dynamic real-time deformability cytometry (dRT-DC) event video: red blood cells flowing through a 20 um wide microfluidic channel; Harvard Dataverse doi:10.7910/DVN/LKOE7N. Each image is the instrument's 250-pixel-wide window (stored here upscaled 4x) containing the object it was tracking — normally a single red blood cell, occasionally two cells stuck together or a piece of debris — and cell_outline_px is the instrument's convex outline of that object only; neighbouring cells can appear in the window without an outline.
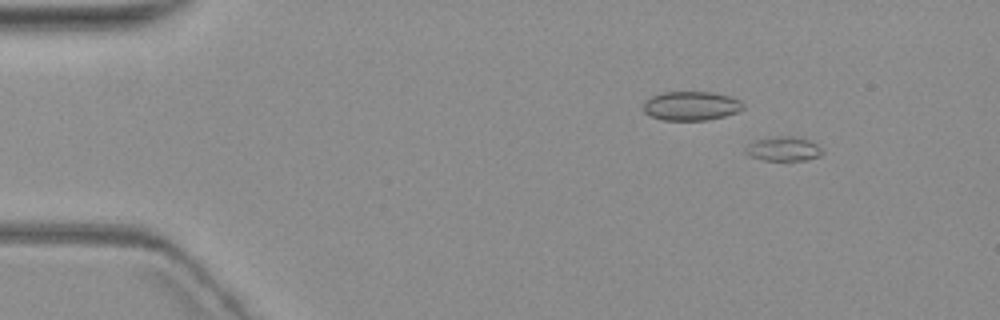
{"species": "common noctule bat (a hibernating species)", "species_latin": "Nyctalus noctula", "temperature_condition": "warm", "stored_images_in_passage": 5, "camera_frame_rate_fps": 3000, "um_per_image_px": 0.085, "animal": {"sex": "female", "body_mass_g": 19.3, "forearm_length_mm": 54.1}, "frame": {"image": 1, "passage_image": 1, "time_ms": 0.0, "image_size_px": [1000, 320], "cell_outline_px": [[824, 152], [820, 156], [808, 160], [764, 160], [748, 156], [744, 152], [744, 148], [748, 144], [756, 140], [776, 136], [796, 136], [808, 140], [816, 144]], "centroid_in_image_um": [66.57, 12.66], "position_along_channel_um": 18.4, "area_um2": 10.98}}